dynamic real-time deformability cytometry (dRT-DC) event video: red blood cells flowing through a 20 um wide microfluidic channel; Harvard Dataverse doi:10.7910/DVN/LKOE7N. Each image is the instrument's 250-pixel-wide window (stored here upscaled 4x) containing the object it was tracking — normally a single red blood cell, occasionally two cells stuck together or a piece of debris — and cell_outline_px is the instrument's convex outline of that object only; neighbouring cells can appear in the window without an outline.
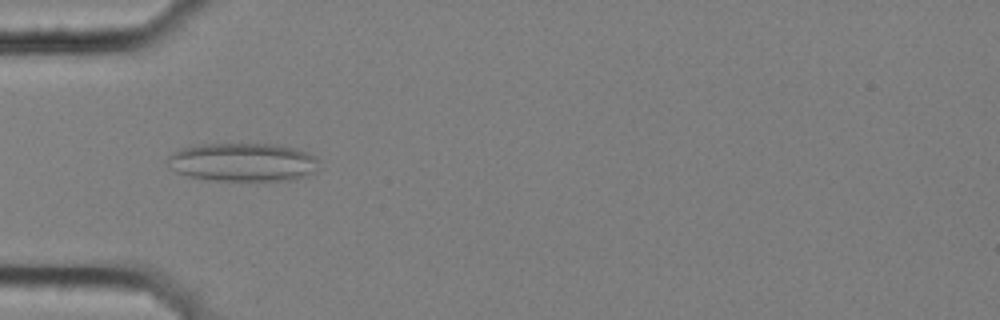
{"species": "common noctule bat (a hibernating species)", "species_latin": "Nyctalus noctula", "temperature_condition": "cold", "stored_images_in_passage": 8, "camera_frame_rate_fps": 3000, "um_per_image_px": 0.085, "animal": {"sex": "female", "body_mass_g": 25.1}, "frame": {"image": 1, "passage_image": 5, "time_ms": 1.333, "image_size_px": [1000, 320], "cell_outline_px": [[316, 172], [292, 180], [204, 180], [188, 176], [176, 172], [168, 168], [168, 156], [172, 152], [180, 148], [200, 144], [276, 144], [308, 152], [316, 156]], "centroid_in_image_um": [20.58, 13.78], "position_along_channel_um": 64.4, "area_um2": 34.04}}
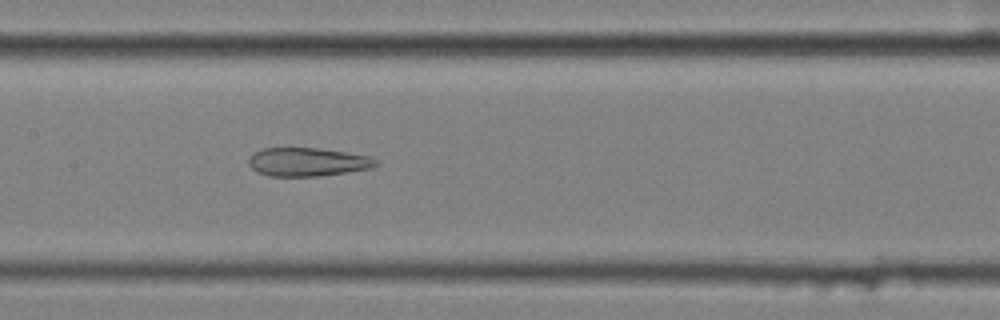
{"frame": {"image": 2, "passage_image": 8, "time_ms": 2.333, "image_size_px": [1000, 320], "cell_outline_px": [[380, 164], [372, 168], [320, 176], [268, 176], [256, 172], [248, 164], [248, 160], [256, 152], [264, 148], [316, 148], [344, 152], [368, 156], [376, 160]], "centroid_in_image_um": [26.14, 13.78], "position_along_channel_um": 181.3, "area_um2": 20.98}}